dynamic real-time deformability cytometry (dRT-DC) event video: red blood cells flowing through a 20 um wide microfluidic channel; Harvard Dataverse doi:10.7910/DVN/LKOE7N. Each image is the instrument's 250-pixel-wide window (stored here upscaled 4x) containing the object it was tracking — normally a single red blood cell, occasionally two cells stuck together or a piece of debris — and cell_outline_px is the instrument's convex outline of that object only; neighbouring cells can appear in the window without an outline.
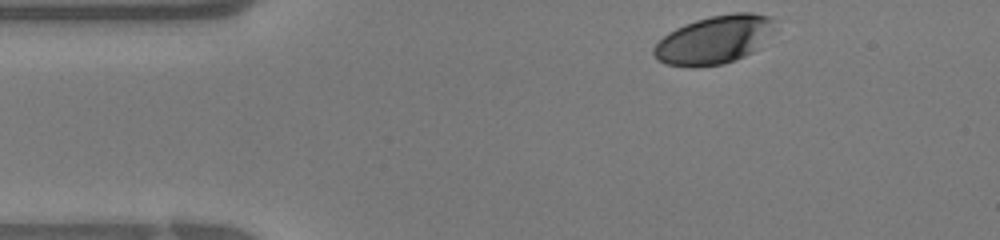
{"species": "human", "species_latin": "Homo sapiens", "temperature_condition": "warm", "stored_images_in_passage": 29, "camera_frame_rate_fps": 3000, "um_per_image_px": 0.085, "donor": {"sex": "female"}, "frame": {"image": 1, "passage_image": 1, "time_ms": 0.0, "image_size_px": [1000, 240], "cell_outline_px": [[772, 28], [760, 48], [744, 56], [724, 64], [696, 68], [688, 68], [664, 64], [656, 60], [652, 52], [652, 48], [668, 32], [684, 24], [696, 20], [712, 16], [732, 12], [752, 12], [768, 16], [772, 20]], "centroid_in_image_um": [60.64, 3.41], "position_along_channel_um": 24.4, "area_um2": 34.16}}
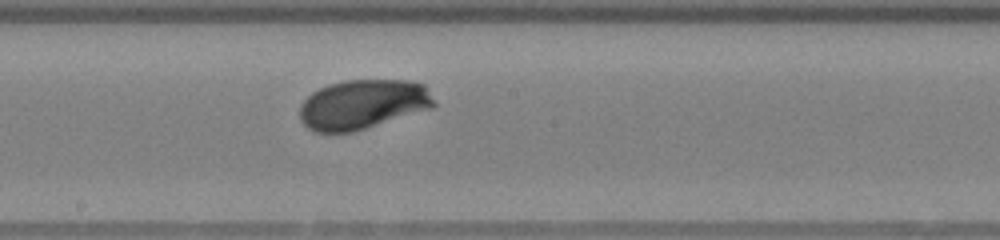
{"frame": {"image": 2, "passage_image": 16, "time_ms": 5.0, "image_size_px": [1000, 240], "cell_outline_px": [[436, 104], [432, 108], [352, 132], [316, 132], [308, 128], [300, 120], [300, 104], [312, 92], [328, 84], [344, 80], [412, 80], [424, 84]], "centroid_in_image_um": [30.83, 8.86], "position_along_channel_um": 217.4, "area_um2": 38.73}}
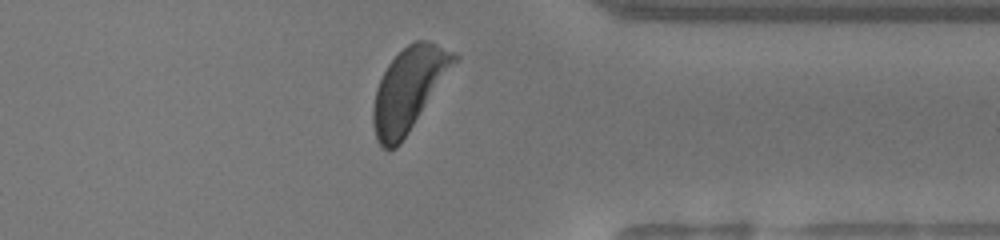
{"frame": {"image": 3, "passage_image": 26, "time_ms": 8.333, "image_size_px": [1000, 240], "cell_outline_px": [[460, 60], [400, 144], [396, 148], [388, 152], [376, 140], [372, 124], [372, 108], [376, 88], [388, 64], [408, 44], [416, 40], [428, 40], [460, 56]], "centroid_in_image_um": [34.76, 7.61], "position_along_channel_um": 376.6, "area_um2": 39.36}}